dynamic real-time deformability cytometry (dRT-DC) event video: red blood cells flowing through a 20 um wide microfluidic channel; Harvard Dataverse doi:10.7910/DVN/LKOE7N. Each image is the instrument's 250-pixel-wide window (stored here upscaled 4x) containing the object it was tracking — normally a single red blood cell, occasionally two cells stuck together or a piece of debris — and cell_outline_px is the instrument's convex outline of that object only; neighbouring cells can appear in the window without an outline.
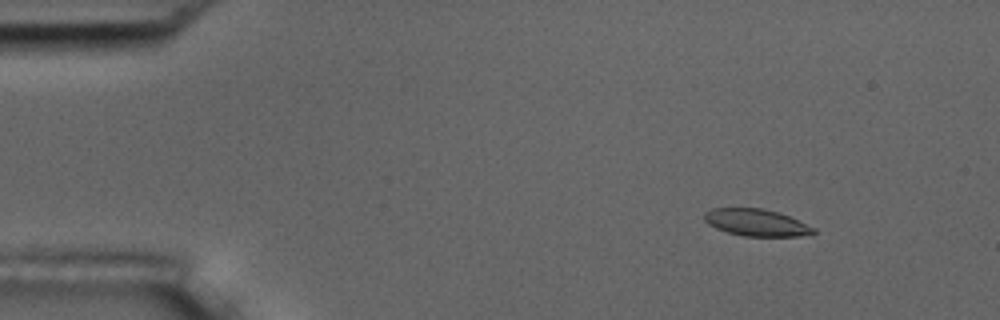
{"species": "common noctule bat (a hibernating species)", "species_latin": "Nyctalus noctula", "temperature_condition": "room temperature", "stored_images_in_passage": 11, "camera_frame_rate_fps": 3000, "um_per_image_px": 0.085, "animal": {"sex": "male", "body_mass_g": 17.5, "forearm_length_mm": 52.3}, "frame": {"image": 1, "passage_image": 2, "time_ms": 2.0, "image_size_px": [1000, 320], "cell_outline_px": [[816, 232], [812, 236], [744, 236], [728, 232], [716, 228], [708, 224], [704, 220], [704, 212], [712, 208], [764, 208], [788, 216], [816, 228]], "centroid_in_image_um": [64.31, 18.92], "position_along_channel_um": 20.7, "area_um2": 17.22}}
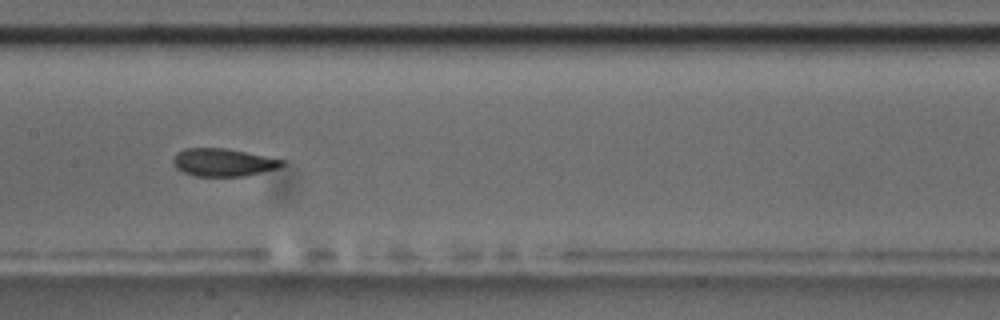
{"frame": {"image": 2, "passage_image": 8, "time_ms": 9.0, "image_size_px": [1000, 320], "cell_outline_px": [[284, 164], [280, 168], [244, 176], [192, 176], [176, 168], [172, 160], [176, 152], [184, 148], [228, 148], [284, 160]], "centroid_in_image_um": [18.95, 13.8], "position_along_channel_um": 188.4, "area_um2": 17.74}}
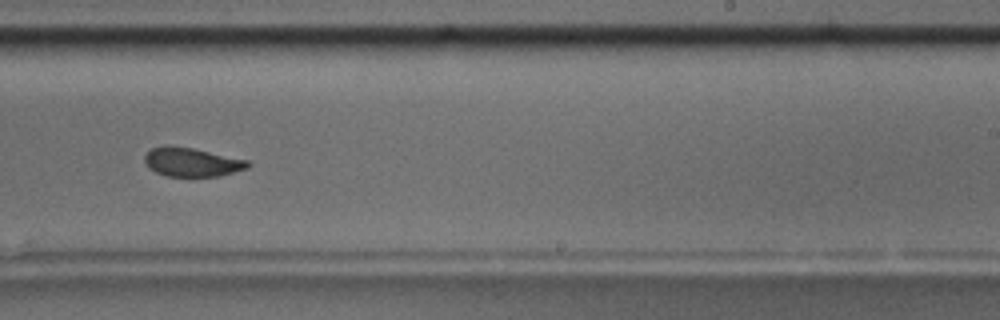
{"frame": {"image": 3, "passage_image": 10, "time_ms": 11.333, "image_size_px": [1000, 320], "cell_outline_px": [[252, 164], [248, 168], [220, 176], [168, 176], [156, 172], [148, 168], [144, 160], [144, 156], [152, 148], [164, 144], [168, 144], [192, 148], [248, 160]], "centroid_in_image_um": [16.29, 13.77], "position_along_channel_um": 272.7, "area_um2": 17.46}}